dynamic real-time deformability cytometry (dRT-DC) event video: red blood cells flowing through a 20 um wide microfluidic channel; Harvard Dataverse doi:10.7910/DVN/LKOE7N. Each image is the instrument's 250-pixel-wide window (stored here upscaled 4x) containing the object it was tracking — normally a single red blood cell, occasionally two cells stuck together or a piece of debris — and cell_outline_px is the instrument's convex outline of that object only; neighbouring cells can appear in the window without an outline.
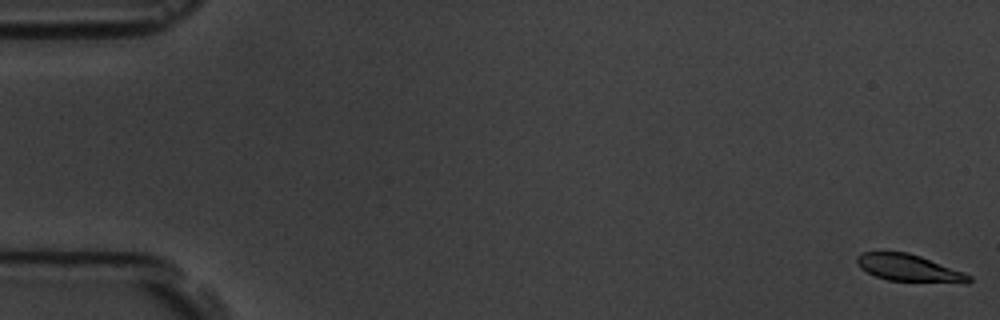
{"species": "common noctule bat (a hibernating species)", "species_latin": "Nyctalus noctula", "temperature_condition": "room temperature", "stored_images_in_passage": 6, "camera_frame_rate_fps": 3000, "um_per_image_px": 0.085, "animal": {"sex": "male", "body_mass_g": 19.5, "forearm_length_mm": 54.6}, "frame": {"image": 1, "passage_image": 1, "time_ms": 0.0, "image_size_px": [1000, 320], "cell_outline_px": [[972, 280], [968, 284], [964, 284], [888, 280], [876, 276], [860, 268], [856, 264], [856, 256], [860, 252], [908, 252], [920, 256], [964, 272], [972, 276]], "centroid_in_image_um": [77.3, 22.8], "position_along_channel_um": 7.7, "area_um2": 17.92}}
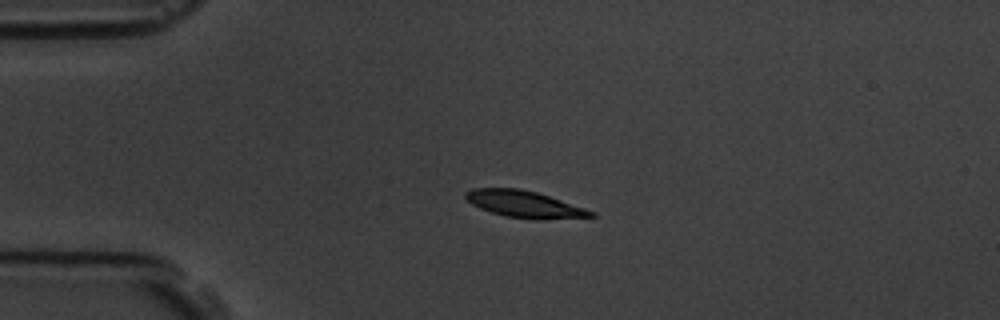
{"frame": {"image": 2, "passage_image": 4, "time_ms": 4.333, "image_size_px": [1000, 320], "cell_outline_px": [[596, 216], [536, 220], [504, 216], [480, 208], [472, 204], [464, 196], [464, 192], [472, 188], [520, 188], [536, 192], [596, 212]], "centroid_in_image_um": [44.54, 17.35], "position_along_channel_um": 40.5, "area_um2": 19.42}}
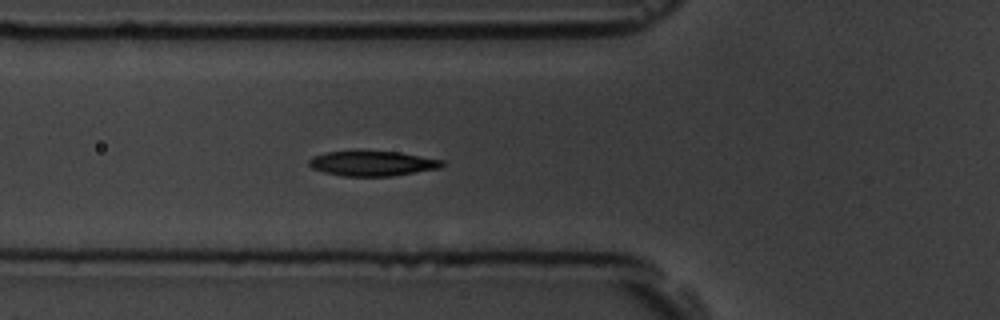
{"frame": {"image": 3, "passage_image": 6, "time_ms": 6.667, "image_size_px": [1000, 320], "cell_outline_px": [[444, 164], [440, 168], [392, 176], [344, 176], [324, 172], [312, 168], [308, 164], [308, 160], [312, 156], [324, 152], [356, 148], [360, 148], [400, 152], [444, 160]], "centroid_in_image_um": [31.6, 13.84], "position_along_channel_um": 94.2, "area_um2": 20.35}}